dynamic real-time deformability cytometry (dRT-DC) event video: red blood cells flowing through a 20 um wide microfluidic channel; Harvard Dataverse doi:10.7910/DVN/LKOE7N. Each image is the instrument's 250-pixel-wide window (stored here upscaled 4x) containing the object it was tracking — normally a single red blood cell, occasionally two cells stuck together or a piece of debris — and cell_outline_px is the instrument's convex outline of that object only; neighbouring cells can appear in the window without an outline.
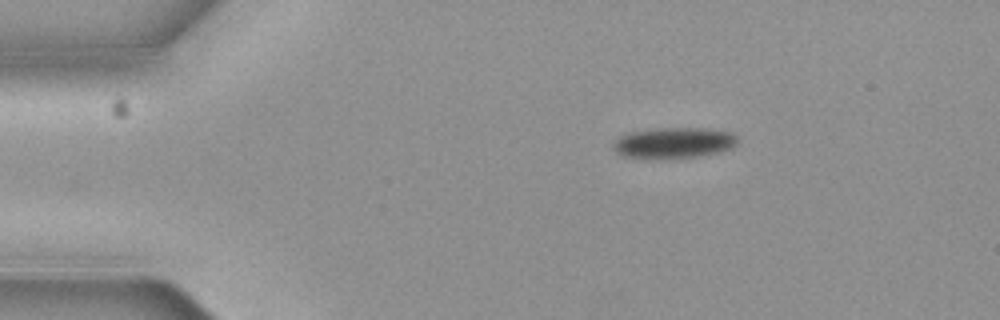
{"species": "common noctule bat (a hibernating species)", "species_latin": "Nyctalus noctula", "temperature_condition": "cold", "stored_images_in_passage": 4, "camera_frame_rate_fps": 3000, "um_per_image_px": 0.085, "animal": {"sex": "female", "body_mass_g": 19.3, "forearm_length_mm": 54.1}, "frame": {"image": 1, "passage_image": 4, "time_ms": 1.0, "image_size_px": [1000, 320], "cell_outline_px": [[736, 144], [732, 148], [720, 152], [700, 156], [664, 160], [640, 160], [620, 156], [612, 148], [612, 144], [620, 136], [628, 132], [664, 128], [704, 128], [732, 132], [736, 136]], "centroid_in_image_um": [57.21, 12.19], "position_along_channel_um": 27.8, "area_um2": 23.12}}